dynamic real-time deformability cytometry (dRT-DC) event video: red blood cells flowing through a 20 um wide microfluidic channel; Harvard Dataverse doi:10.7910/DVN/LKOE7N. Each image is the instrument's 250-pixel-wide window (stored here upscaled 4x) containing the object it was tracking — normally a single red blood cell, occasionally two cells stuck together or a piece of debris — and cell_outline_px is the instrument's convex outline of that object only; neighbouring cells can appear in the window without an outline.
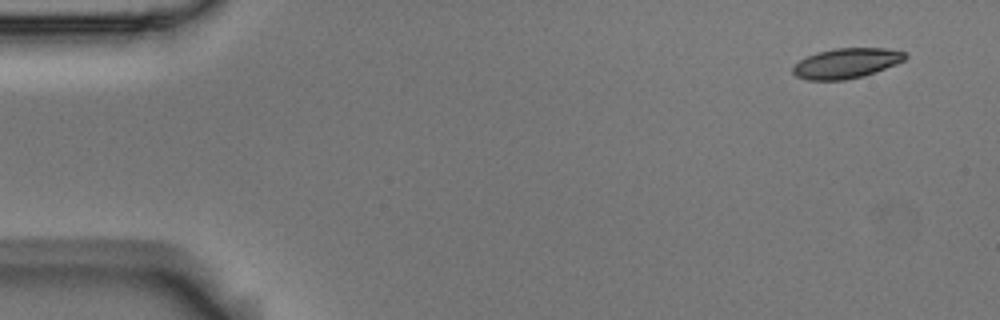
{"species": "Egyptian fruit bat (a non-hibernating species)", "species_latin": "Rousettus aegyptiacus", "temperature_condition": "room temperature", "stored_images_in_passage": 5, "camera_frame_rate_fps": 3000, "um_per_image_px": 0.085, "animal": {"sex": "male"}, "frame": {"image": 1, "passage_image": 1, "time_ms": 0.0, "image_size_px": [1000, 320], "cell_outline_px": [[908, 56], [904, 60], [896, 64], [864, 76], [844, 80], [808, 80], [796, 76], [792, 72], [792, 68], [800, 60], [816, 52], [836, 48], [888, 48], [904, 52]], "centroid_in_image_um": [71.94, 5.37], "position_along_channel_um": 13.1, "area_um2": 19.65}}
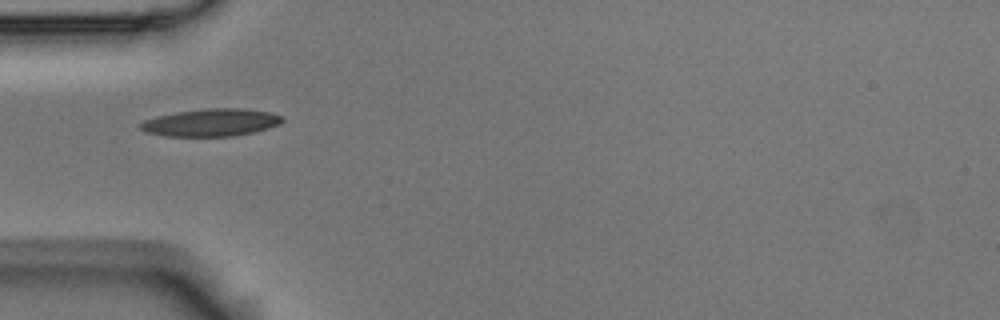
{"frame": {"image": 2, "passage_image": 5, "time_ms": 1.333, "image_size_px": [1000, 320], "cell_outline_px": [[284, 120], [280, 124], [268, 128], [236, 136], [164, 136], [148, 132], [140, 128], [140, 124], [144, 120], [156, 116], [176, 112], [208, 108], [240, 108], [268, 112], [284, 116]], "centroid_in_image_um": [17.96, 10.41], "position_along_channel_um": 67.0, "area_um2": 22.66}}